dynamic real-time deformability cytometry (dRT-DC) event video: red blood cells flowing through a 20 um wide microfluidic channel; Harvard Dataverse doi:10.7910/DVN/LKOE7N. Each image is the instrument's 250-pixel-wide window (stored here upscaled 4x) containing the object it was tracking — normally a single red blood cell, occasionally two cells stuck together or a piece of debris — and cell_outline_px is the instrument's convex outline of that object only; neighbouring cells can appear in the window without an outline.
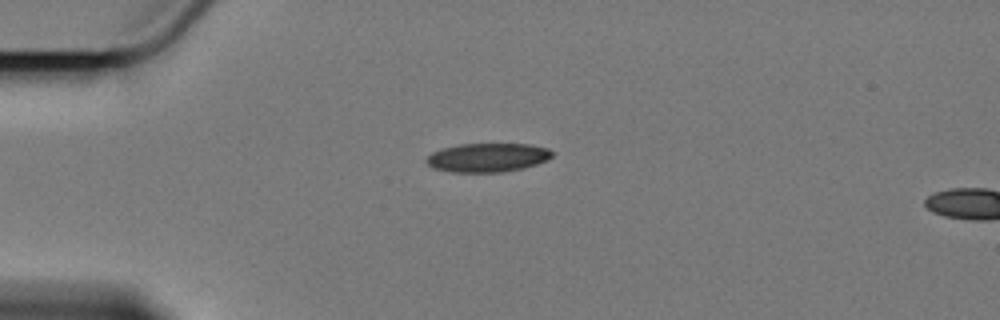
{"species": "Egyptian fruit bat (a non-hibernating species)", "species_latin": "Rousettus aegyptiacus", "temperature_condition": "cold", "stored_images_in_passage": 2, "camera_frame_rate_fps": 3000, "um_per_image_px": 0.085, "animal": {"sex": "female"}, "frame": {"image": 1, "passage_image": 1, "time_ms": 0.0, "image_size_px": [1000, 320], "cell_outline_px": [[552, 156], [548, 160], [524, 168], [504, 172], [452, 172], [432, 168], [424, 160], [432, 152], [440, 148], [460, 144], [528, 144], [548, 148], [552, 152]], "centroid_in_image_um": [41.42, 13.39], "position_along_channel_um": 43.6, "area_um2": 21.27}}